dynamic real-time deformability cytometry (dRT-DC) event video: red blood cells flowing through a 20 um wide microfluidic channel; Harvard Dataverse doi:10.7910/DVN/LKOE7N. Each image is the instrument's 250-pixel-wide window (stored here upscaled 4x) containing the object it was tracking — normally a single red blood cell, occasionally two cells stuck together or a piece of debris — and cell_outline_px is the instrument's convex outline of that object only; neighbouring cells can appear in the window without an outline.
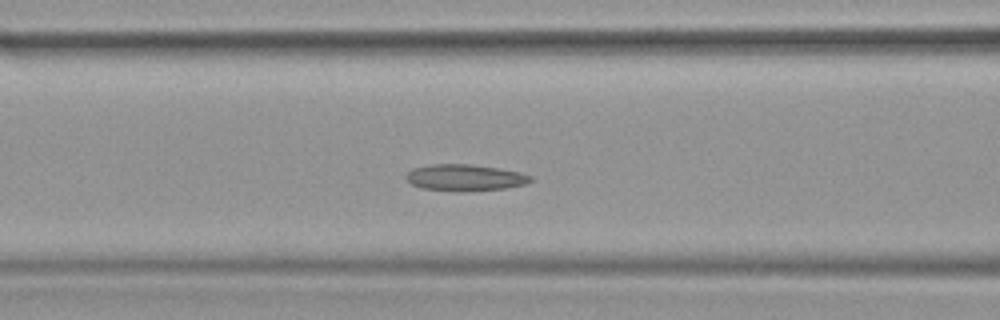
{"species": "common noctule bat (a hibernating species)", "species_latin": "Nyctalus noctula", "temperature_condition": "warm", "stored_images_in_passage": 29, "camera_frame_rate_fps": 3000, "um_per_image_px": 0.085, "animal": {"sex": "female", "body_mass_g": 19.9}, "frame": {"image": 1, "passage_image": 11, "time_ms": 3.333, "image_size_px": [1000, 320], "cell_outline_px": [[532, 180], [528, 184], [504, 188], [420, 188], [412, 184], [404, 176], [412, 168], [432, 164], [468, 164], [500, 168], [520, 172], [532, 176]], "centroid_in_image_um": [39.55, 15.03], "position_along_channel_um": 127.1, "area_um2": 18.15}}
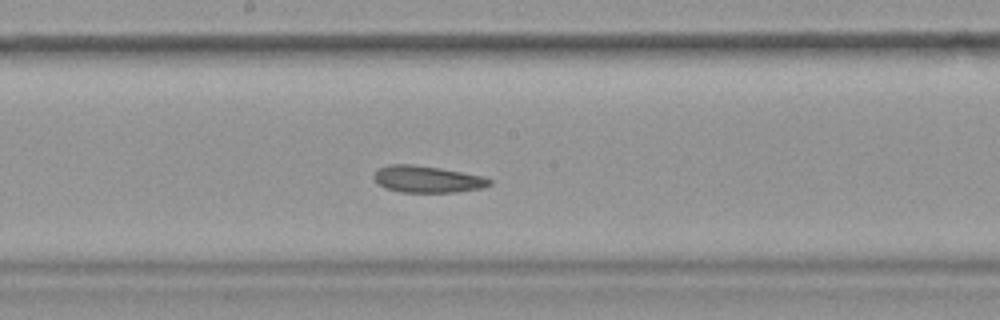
{"frame": {"image": 2, "passage_image": 16, "time_ms": 5.0, "image_size_px": [1000, 320], "cell_outline_px": [[492, 184], [480, 188], [456, 192], [400, 192], [384, 188], [376, 184], [372, 176], [380, 168], [388, 164], [412, 164], [440, 168], [480, 176], [492, 180]], "centroid_in_image_um": [36.25, 15.24], "position_along_channel_um": 212.0, "area_um2": 17.98}}
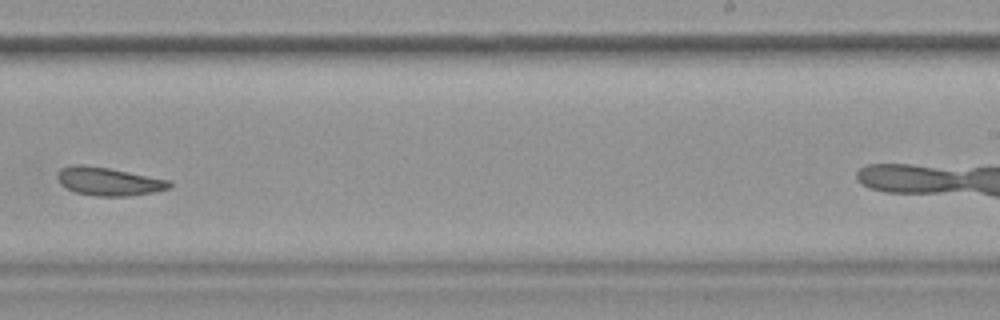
{"frame": {"image": 3, "passage_image": 20, "time_ms": 6.333, "image_size_px": [1000, 320], "cell_outline_px": [[172, 188], [152, 192], [128, 196], [96, 196], [76, 192], [60, 184], [56, 176], [60, 168], [72, 164], [84, 164], [108, 168], [168, 180], [172, 184]], "centroid_in_image_um": [9.19, 15.41], "position_along_channel_um": 279.8, "area_um2": 18.32}}